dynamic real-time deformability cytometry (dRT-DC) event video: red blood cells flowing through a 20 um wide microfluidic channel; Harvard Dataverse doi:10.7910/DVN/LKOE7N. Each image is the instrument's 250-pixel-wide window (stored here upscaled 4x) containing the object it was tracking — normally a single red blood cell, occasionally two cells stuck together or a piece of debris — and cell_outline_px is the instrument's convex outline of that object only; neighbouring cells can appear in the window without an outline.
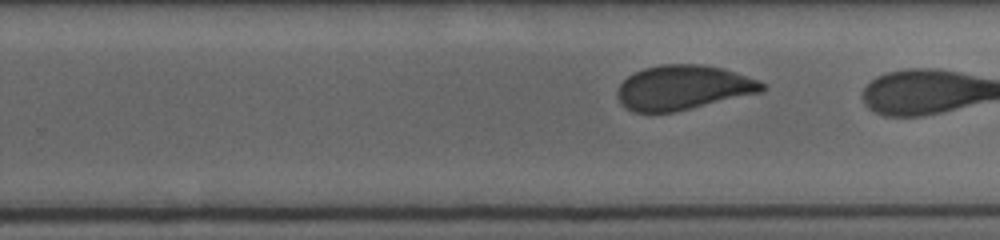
{"species": "human", "species_latin": "Homo sapiens", "temperature_condition": "cold", "stored_images_in_passage": 9, "segment_of_instrument_passage": [2, 2], "camera_frame_rate_fps": 3000, "um_per_image_px": 0.085, "donor": {"sex": "female"}, "frame": {"image": 1, "passage_image": 9, "time_ms": 8.333, "image_size_px": [1000, 240], "cell_outline_px": [[768, 88], [764, 92], [676, 112], [636, 112], [628, 108], [620, 100], [616, 92], [620, 84], [628, 76], [644, 68], [660, 64], [704, 64], [724, 68], [760, 80], [768, 84]], "centroid_in_image_um": [58.17, 7.43], "position_along_channel_um": 271.6, "area_um2": 37.97}}